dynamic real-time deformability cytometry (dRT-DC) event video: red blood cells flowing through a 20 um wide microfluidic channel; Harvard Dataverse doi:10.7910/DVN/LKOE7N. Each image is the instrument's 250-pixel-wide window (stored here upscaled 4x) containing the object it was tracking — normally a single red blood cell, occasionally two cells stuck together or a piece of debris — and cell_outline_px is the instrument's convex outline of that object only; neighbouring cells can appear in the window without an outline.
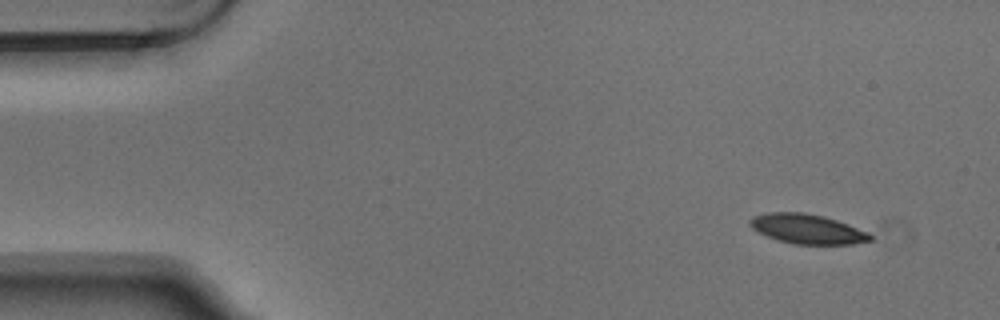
{"species": "Egyptian fruit bat (a non-hibernating species)", "species_latin": "Rousettus aegyptiacus", "temperature_condition": "warm", "stored_images_in_passage": 4, "camera_frame_rate_fps": 3000, "um_per_image_px": 0.085, "animal": {"sex": "male"}, "frame": {"image": 1, "passage_image": 1, "time_ms": 0.0, "image_size_px": [1000, 320], "cell_outline_px": [[872, 240], [852, 244], [792, 244], [776, 240], [752, 228], [748, 224], [748, 220], [752, 216], [768, 212], [804, 212], [824, 216], [848, 224], [868, 232], [872, 236]], "centroid_in_image_um": [68.59, 19.45], "position_along_channel_um": 16.4, "area_um2": 20.87}}
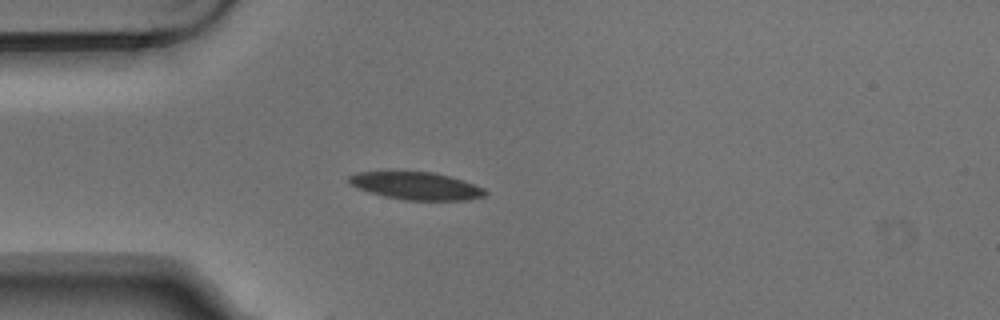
{"frame": {"image": 2, "passage_image": 4, "time_ms": 1.0, "image_size_px": [1000, 320], "cell_outline_px": [[488, 192], [484, 196], [468, 200], [404, 200], [384, 196], [368, 192], [356, 188], [348, 184], [348, 176], [356, 172], [432, 172], [452, 176], [464, 180], [484, 188]], "centroid_in_image_um": [35.37, 15.8], "position_along_channel_um": 49.6, "area_um2": 22.08}}